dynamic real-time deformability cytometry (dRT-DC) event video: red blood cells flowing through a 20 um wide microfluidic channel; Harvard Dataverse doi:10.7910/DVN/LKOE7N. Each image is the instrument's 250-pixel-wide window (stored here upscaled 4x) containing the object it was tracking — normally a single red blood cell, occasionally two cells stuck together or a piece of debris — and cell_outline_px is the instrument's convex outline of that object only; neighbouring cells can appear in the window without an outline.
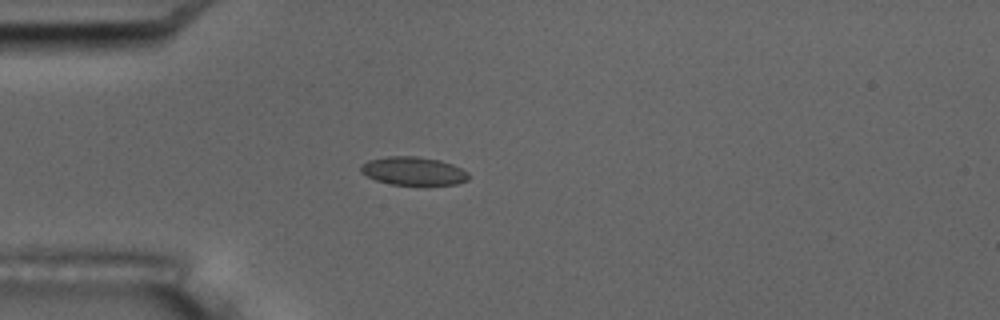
{"species": "common noctule bat (a hibernating species)", "species_latin": "Nyctalus noctula", "temperature_condition": "room temperature", "stored_images_in_passage": 2, "camera_frame_rate_fps": 3000, "um_per_image_px": 0.085, "animal": {"sex": "male", "body_mass_g": 17.5, "forearm_length_mm": 52.3}, "frame": {"image": 1, "passage_image": 2, "time_ms": 1.0, "image_size_px": [1000, 320], "cell_outline_px": [[468, 180], [456, 184], [424, 188], [392, 184], [376, 180], [360, 172], [360, 164], [368, 160], [388, 156], [416, 156], [440, 160], [452, 164], [468, 172]], "centroid_in_image_um": [35.16, 14.58], "position_along_channel_um": 49.8, "area_um2": 18.55}}